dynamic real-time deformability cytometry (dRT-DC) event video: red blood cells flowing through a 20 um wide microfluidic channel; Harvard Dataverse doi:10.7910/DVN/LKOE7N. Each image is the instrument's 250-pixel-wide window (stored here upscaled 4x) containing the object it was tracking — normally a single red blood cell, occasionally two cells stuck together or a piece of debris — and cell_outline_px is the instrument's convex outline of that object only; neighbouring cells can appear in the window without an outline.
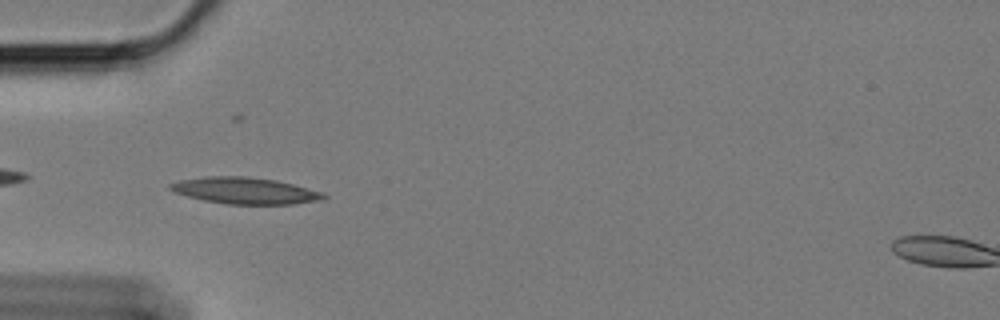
{"species": "Egyptian fruit bat (a non-hibernating species)", "species_latin": "Rousettus aegyptiacus", "temperature_condition": "cold", "stored_images_in_passage": 42, "camera_frame_rate_fps": 3000, "um_per_image_px": 0.085, "animal": {"sex": "female"}, "frame": {"image": 1, "passage_image": 2, "time_ms": 0.333, "image_size_px": [1000, 320], "cell_outline_px": [[328, 196], [320, 200], [292, 204], [224, 204], [204, 200], [172, 192], [168, 188], [168, 184], [180, 180], [208, 176], [244, 176], [276, 180], [324, 192]], "centroid_in_image_um": [20.81, 16.2], "position_along_channel_um": 64.2, "area_um2": 23.7}}
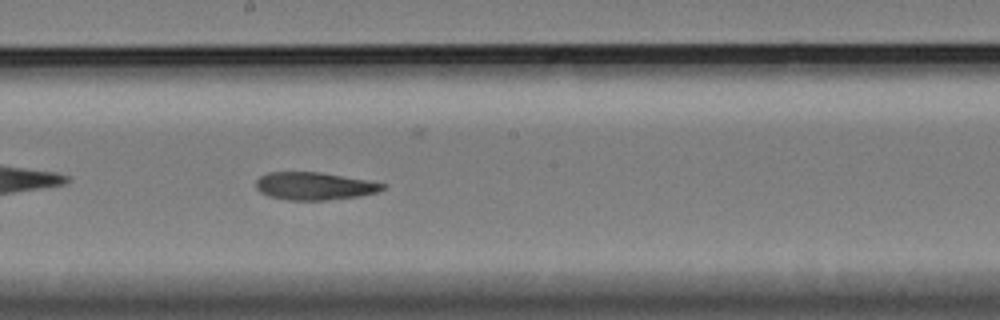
{"frame": {"image": 2, "passage_image": 16, "time_ms": 5.0, "image_size_px": [1000, 320], "cell_outline_px": [[384, 188], [376, 192], [360, 196], [328, 200], [288, 200], [268, 196], [260, 192], [256, 188], [256, 180], [260, 176], [268, 172], [320, 172], [364, 180], [384, 184]], "centroid_in_image_um": [26.65, 15.82], "position_along_channel_um": 221.5, "area_um2": 20.23}}
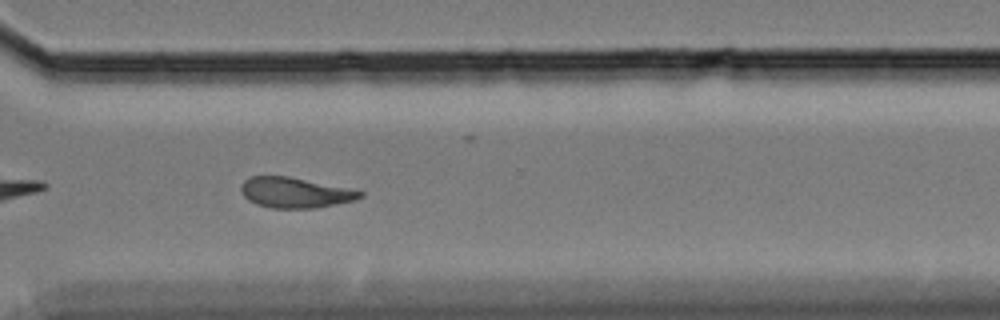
{"frame": {"image": 3, "passage_image": 27, "time_ms": 8.667, "image_size_px": [1000, 320], "cell_outline_px": [[364, 196], [352, 200], [336, 204], [316, 208], [272, 208], [256, 204], [248, 200], [240, 192], [240, 184], [244, 180], [252, 176], [288, 176], [364, 192]], "centroid_in_image_um": [25.0, 16.37], "position_along_channel_um": 345.6, "area_um2": 20.87}, "authors_computed_cell_mechanics": {"area_um2": 21.1837, "velocity_mm_per_s": 3.388, "shape_relaxation_time_tau1_ms": null, "shape_relaxation_time_tau2_ms": 5.0994, "deformation_change_tau1": null, "deformation_change_tau2": 0.1285}}